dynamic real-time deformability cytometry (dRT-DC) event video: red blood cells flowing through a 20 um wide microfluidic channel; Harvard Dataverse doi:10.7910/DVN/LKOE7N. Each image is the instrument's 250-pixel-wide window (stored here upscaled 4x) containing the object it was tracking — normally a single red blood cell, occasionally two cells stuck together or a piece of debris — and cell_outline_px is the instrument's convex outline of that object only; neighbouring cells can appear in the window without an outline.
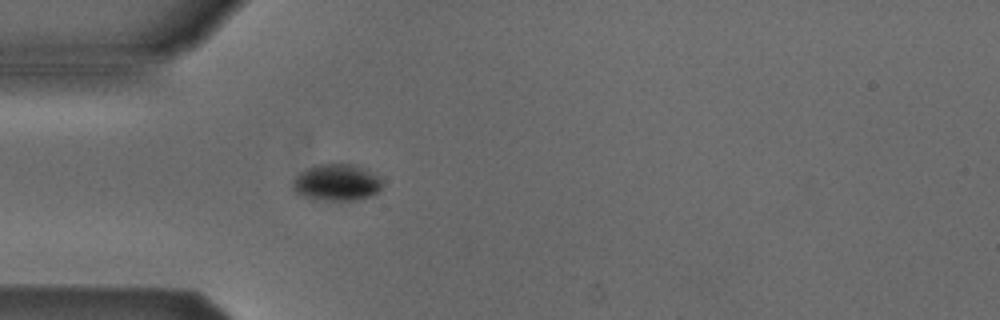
{"species": "Egyptian fruit bat (a non-hibernating species)", "species_latin": "Rousettus aegyptiacus", "temperature_condition": "cold", "stored_images_in_passage": 3, "camera_frame_rate_fps": 3000, "um_per_image_px": 0.085, "animal": {"sex": "male"}, "frame": {"image": 1, "passage_image": 3, "time_ms": 2.333, "image_size_px": [1000, 320], "cell_outline_px": [[380, 188], [376, 192], [368, 196], [352, 200], [312, 200], [296, 192], [292, 188], [292, 180], [300, 172], [308, 168], [320, 164], [352, 164], [364, 168], [376, 176], [380, 180]], "centroid_in_image_um": [28.54, 15.51], "position_along_channel_um": 56.5, "area_um2": 18.79}}